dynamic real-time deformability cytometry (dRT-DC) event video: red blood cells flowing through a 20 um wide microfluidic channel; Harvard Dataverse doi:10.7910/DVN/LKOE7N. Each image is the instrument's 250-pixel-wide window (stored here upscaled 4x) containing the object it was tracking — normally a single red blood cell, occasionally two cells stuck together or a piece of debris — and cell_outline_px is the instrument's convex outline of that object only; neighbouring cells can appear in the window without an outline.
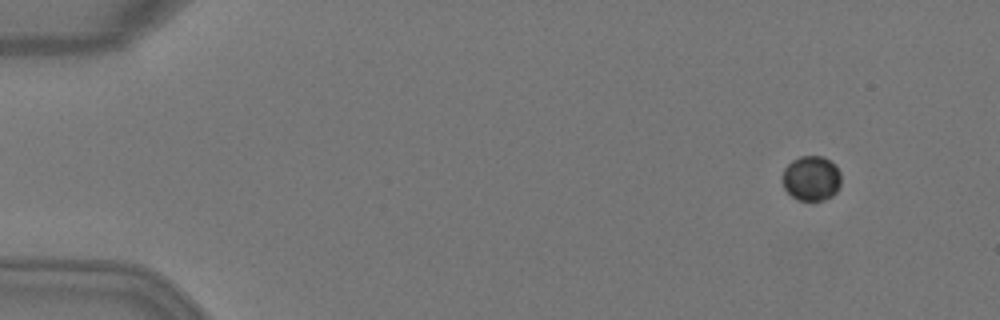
{"species": "Egyptian fruit bat (a non-hibernating species)", "species_latin": "Rousettus aegyptiacus", "temperature_condition": "warm", "stored_images_in_passage": 4, "camera_frame_rate_fps": 3000, "um_per_image_px": 0.085, "animal": {"sex": "female"}, "frame": {"image": 1, "passage_image": 1, "time_ms": 0.0, "image_size_px": [1000, 320], "cell_outline_px": [[840, 184], [836, 192], [832, 196], [824, 200], [812, 204], [796, 200], [784, 188], [784, 168], [792, 160], [800, 156], [824, 156], [836, 164], [840, 172]], "centroid_in_image_um": [68.99, 15.19], "position_along_channel_um": 16.0, "area_um2": 15.78}}